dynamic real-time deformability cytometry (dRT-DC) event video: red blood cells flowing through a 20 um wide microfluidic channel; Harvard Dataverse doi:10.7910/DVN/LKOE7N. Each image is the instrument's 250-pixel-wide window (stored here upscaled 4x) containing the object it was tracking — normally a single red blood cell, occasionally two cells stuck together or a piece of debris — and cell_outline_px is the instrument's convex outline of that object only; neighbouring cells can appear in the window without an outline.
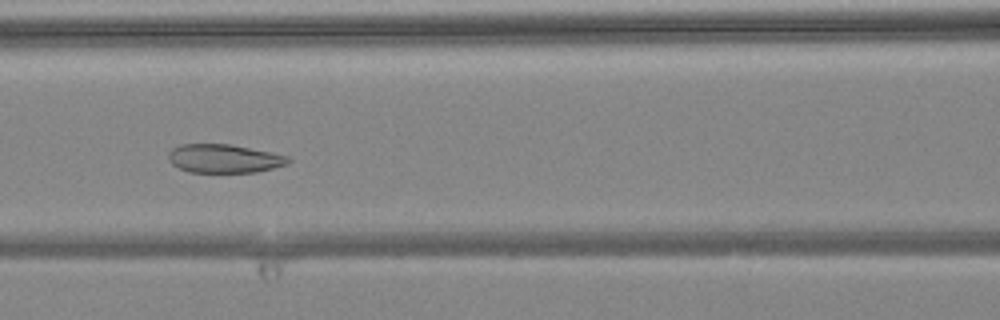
{"species": "common noctule bat (a hibernating species)", "species_latin": "Nyctalus noctula", "temperature_condition": "warm", "stored_images_in_passage": 7, "camera_frame_rate_fps": 3000, "um_per_image_px": 0.085, "animal": {"sex": "female", "body_mass_g": 24.6, "forearm_length_mm": 56.2}, "frame": {"image": 1, "passage_image": 6, "time_ms": 1.667, "image_size_px": [1000, 320], "cell_outline_px": [[292, 160], [288, 164], [256, 172], [188, 172], [172, 164], [168, 160], [168, 152], [172, 148], [180, 144], [232, 144], [272, 152], [288, 156]], "centroid_in_image_um": [19.05, 13.47], "position_along_channel_um": 147.6, "area_um2": 20.11}}
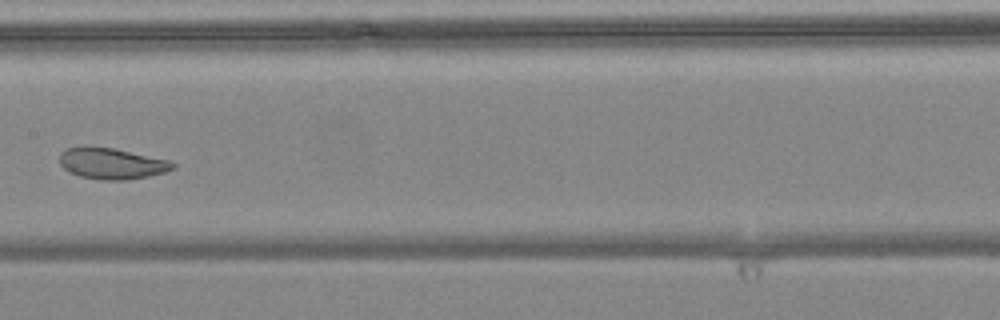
{"frame": {"image": 2, "passage_image": 7, "time_ms": 2.0, "image_size_px": [1000, 320], "cell_outline_px": [[176, 168], [164, 172], [148, 176], [128, 180], [100, 180], [80, 176], [68, 172], [60, 164], [60, 152], [68, 148], [84, 144], [92, 144], [112, 148], [168, 160], [176, 164]], "centroid_in_image_um": [9.44, 13.88], "position_along_channel_um": 198.0, "area_um2": 20.87}}